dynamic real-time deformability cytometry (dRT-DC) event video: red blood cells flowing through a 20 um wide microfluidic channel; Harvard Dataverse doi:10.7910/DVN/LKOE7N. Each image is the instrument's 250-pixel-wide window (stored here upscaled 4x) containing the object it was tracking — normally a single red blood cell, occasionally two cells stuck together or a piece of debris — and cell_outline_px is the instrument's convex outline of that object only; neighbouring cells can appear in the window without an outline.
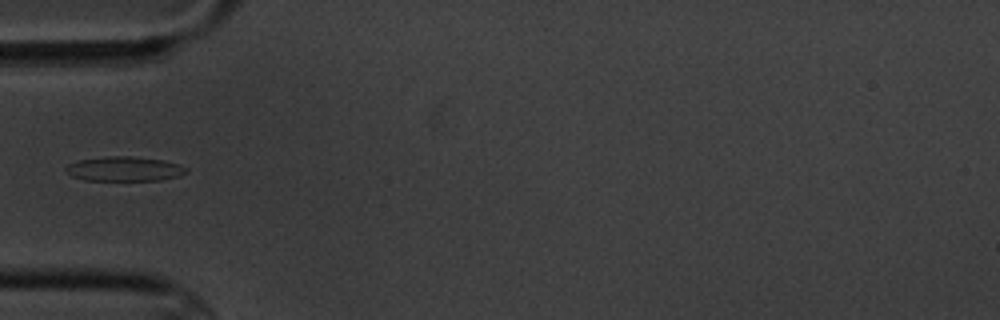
{"species": "common noctule bat (a hibernating species)", "species_latin": "Nyctalus noctula", "temperature_condition": "cold", "stored_images_in_passage": 2, "camera_frame_rate_fps": 3000, "um_per_image_px": 0.085, "animal": {"sex": "male", "body_mass_g": 20.1, "forearm_length_mm": 53.5}, "frame": {"image": 1, "passage_image": 1, "time_ms": 0.0, "image_size_px": [1000, 320], "cell_outline_px": [[188, 172], [180, 176], [160, 180], [84, 180], [72, 176], [64, 172], [64, 168], [68, 164], [76, 160], [108, 156], [132, 156], [164, 160], [180, 164], [188, 168]], "centroid_in_image_um": [10.57, 14.35], "position_along_channel_um": 74.4, "area_um2": 17.51}}
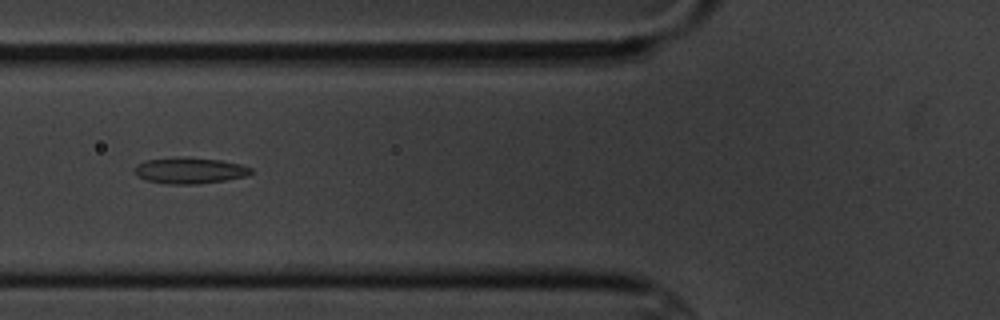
{"frame": {"image": 2, "passage_image": 2, "time_ms": 1.0, "image_size_px": [1000, 320], "cell_outline_px": [[252, 172], [248, 176], [224, 180], [196, 184], [168, 184], [148, 180], [136, 176], [132, 168], [136, 164], [148, 160], [184, 156], [220, 160], [240, 164], [252, 168]], "centroid_in_image_um": [16.1, 14.49], "position_along_channel_um": 109.7, "area_um2": 17.8}}